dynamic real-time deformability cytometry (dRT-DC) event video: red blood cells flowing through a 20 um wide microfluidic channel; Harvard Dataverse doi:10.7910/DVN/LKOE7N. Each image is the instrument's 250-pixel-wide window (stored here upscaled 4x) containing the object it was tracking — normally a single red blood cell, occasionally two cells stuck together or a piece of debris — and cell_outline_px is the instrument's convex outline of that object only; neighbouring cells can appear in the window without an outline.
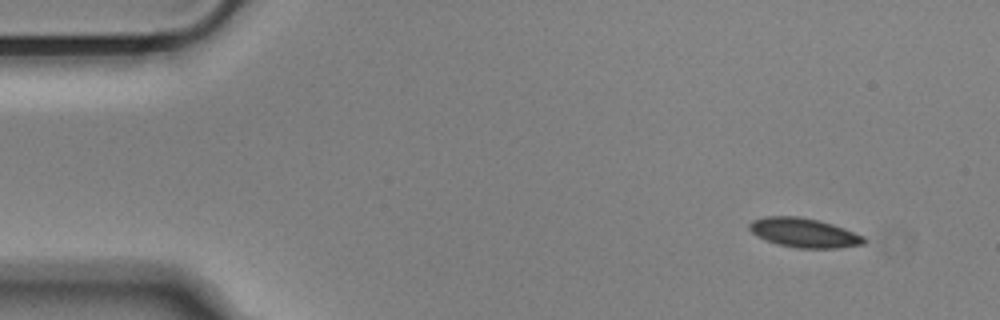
{"species": "Egyptian fruit bat (a non-hibernating species)", "species_latin": "Rousettus aegyptiacus", "temperature_condition": "cold", "stored_images_in_passage": 51, "camera_frame_rate_fps": 3000, "um_per_image_px": 0.085, "animal": {"sex": "male"}, "frame": {"image": 1, "passage_image": 1, "time_ms": 0.0, "image_size_px": [1000, 320], "cell_outline_px": [[868, 240], [864, 244], [836, 248], [796, 248], [776, 244], [764, 240], [756, 236], [748, 228], [748, 224], [752, 220], [768, 216], [800, 216], [832, 224], [864, 236]], "centroid_in_image_um": [68.31, 19.79], "position_along_channel_um": 16.7, "area_um2": 19.65}}
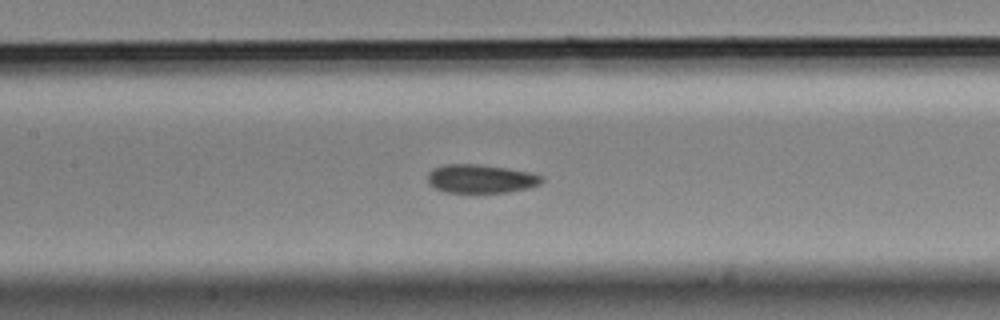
{"frame": {"image": 2, "passage_image": 21, "time_ms": 6.667, "image_size_px": [1000, 320], "cell_outline_px": [[544, 180], [540, 184], [528, 188], [508, 192], [444, 192], [428, 184], [428, 172], [432, 168], [444, 164], [480, 164], [508, 168], [528, 172], [544, 176]], "centroid_in_image_um": [40.86, 15.18], "position_along_channel_um": 166.5, "area_um2": 19.13}}
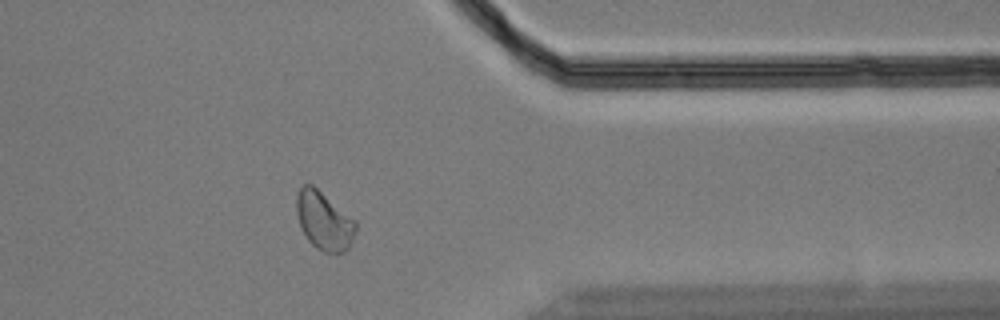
{"frame": {"image": 3, "passage_image": 40, "time_ms": 13.0, "image_size_px": [1000, 320], "cell_outline_px": [[356, 232], [348, 248], [344, 252], [324, 252], [316, 248], [308, 240], [300, 224], [296, 212], [296, 196], [300, 188], [304, 184], [312, 184], [356, 220]], "centroid_in_image_um": [27.55, 18.75], "position_along_channel_um": 383.9, "area_um2": 20.0}, "authors_computed_cell_mechanics": {"area_um2": 19.7098, "velocity_mm_per_s": 3.6405, "shape_relaxation_time_tau1_ms": 4.0706, "shape_relaxation_time_tau2_ms": 2.5536, "deformation_change_tau1": 0.0683, "deformation_change_tau2": 0.0457}}